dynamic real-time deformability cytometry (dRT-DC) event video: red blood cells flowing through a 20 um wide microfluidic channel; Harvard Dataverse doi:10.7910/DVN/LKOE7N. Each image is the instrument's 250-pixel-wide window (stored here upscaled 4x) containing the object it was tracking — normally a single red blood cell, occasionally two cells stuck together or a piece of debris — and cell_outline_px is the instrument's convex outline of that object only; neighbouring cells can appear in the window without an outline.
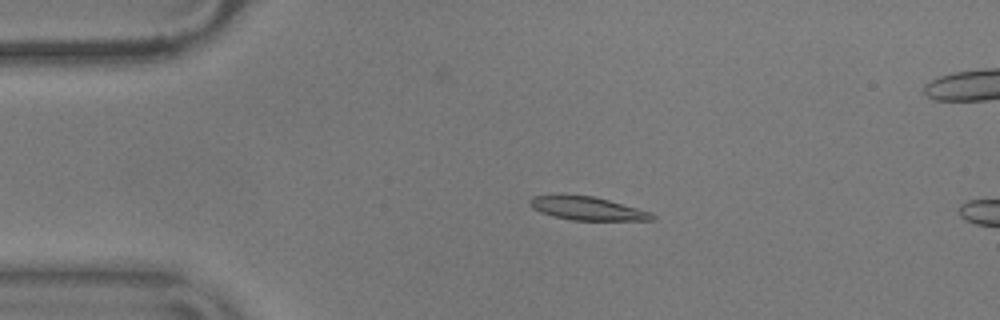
{"species": "common noctule bat (a hibernating species)", "species_latin": "Nyctalus noctula", "temperature_condition": "warm", "stored_images_in_passage": 16, "camera_frame_rate_fps": 3000, "um_per_image_px": 0.085, "animal": {"sex": "male", "body_mass_g": 17.9}, "frame": {"image": 1, "passage_image": 12, "time_ms": 3.667, "image_size_px": [1000, 320], "cell_outline_px": [[656, 220], [572, 220], [552, 216], [540, 212], [532, 208], [528, 200], [532, 196], [592, 196], [608, 200], [652, 212], [656, 216]], "centroid_in_image_um": [49.95, 17.74], "position_along_channel_um": 35.0, "area_um2": 16.36}}